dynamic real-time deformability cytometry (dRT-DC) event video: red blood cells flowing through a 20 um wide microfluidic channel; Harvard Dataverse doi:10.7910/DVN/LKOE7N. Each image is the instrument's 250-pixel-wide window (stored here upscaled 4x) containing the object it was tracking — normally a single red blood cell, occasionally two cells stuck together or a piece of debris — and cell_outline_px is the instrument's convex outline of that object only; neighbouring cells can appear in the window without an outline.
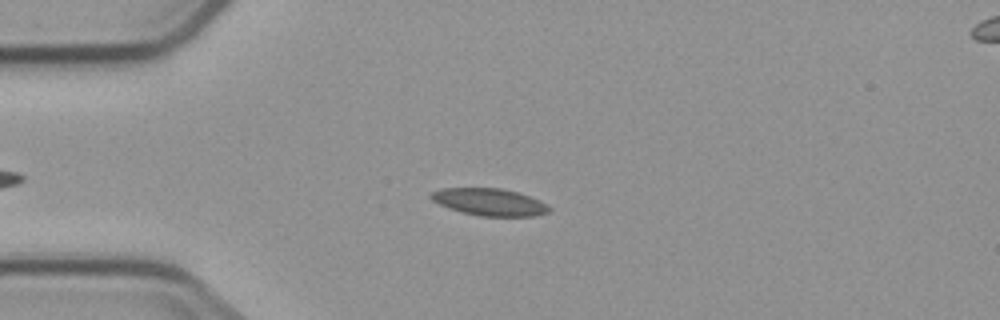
{"species": "common noctule bat (a hibernating species)", "species_latin": "Nyctalus noctula", "temperature_condition": "cold", "stored_images_in_passage": 9, "camera_frame_rate_fps": 3000, "um_per_image_px": 0.085, "animal": {"sex": "male", "body_mass_g": 23.1, "forearm_length_mm": 52.7}, "frame": {"image": 1, "passage_image": 4, "time_ms": 3.667, "image_size_px": [1000, 320], "cell_outline_px": [[552, 208], [548, 212], [536, 216], [480, 216], [460, 212], [448, 208], [432, 200], [428, 196], [432, 192], [440, 188], [500, 188], [516, 192], [528, 196], [548, 204]], "centroid_in_image_um": [41.59, 17.18], "position_along_channel_um": 43.4, "area_um2": 18.73}}
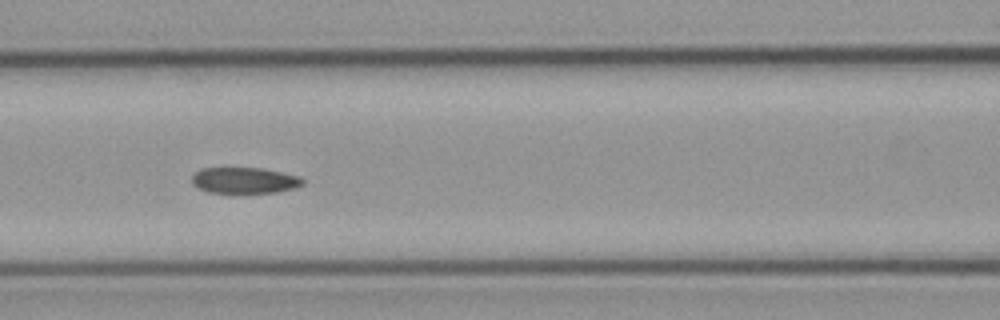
{"frame": {"image": 2, "passage_image": 7, "time_ms": 7.0, "image_size_px": [1000, 320], "cell_outline_px": [[304, 184], [296, 188], [276, 192], [208, 192], [192, 184], [192, 176], [200, 168], [260, 168], [300, 176], [304, 180]], "centroid_in_image_um": [20.8, 15.32], "position_along_channel_um": 145.8, "area_um2": 16.65}}
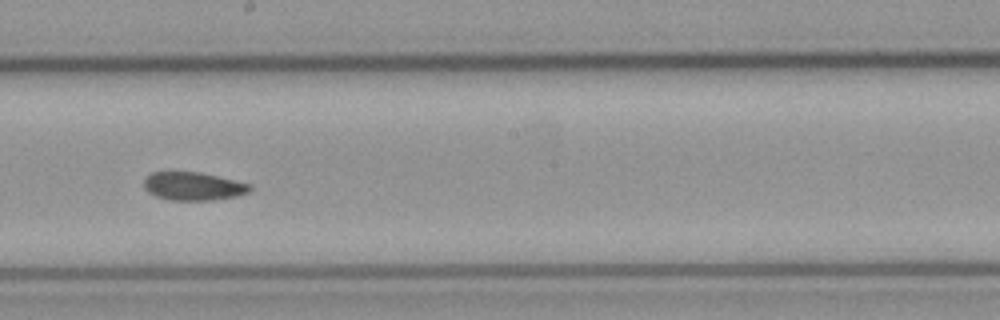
{"frame": {"image": 3, "passage_image": 9, "time_ms": 9.333, "image_size_px": [1000, 320], "cell_outline_px": [[252, 188], [248, 192], [236, 196], [212, 200], [168, 200], [156, 196], [148, 192], [144, 188], [144, 180], [152, 172], [200, 172], [252, 184]], "centroid_in_image_um": [16.43, 15.83], "position_along_channel_um": 231.8, "area_um2": 17.4}}